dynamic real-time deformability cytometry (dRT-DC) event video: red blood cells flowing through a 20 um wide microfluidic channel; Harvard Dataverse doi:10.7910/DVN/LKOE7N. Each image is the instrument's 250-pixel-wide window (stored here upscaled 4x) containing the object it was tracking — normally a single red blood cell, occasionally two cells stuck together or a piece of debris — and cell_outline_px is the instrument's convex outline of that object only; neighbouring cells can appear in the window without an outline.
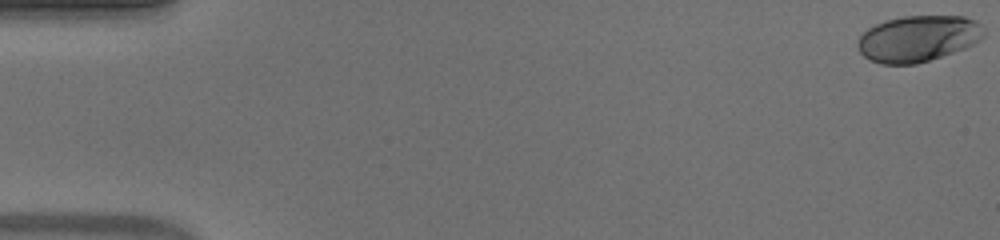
{"species": "human", "species_latin": "Homo sapiens", "temperature_condition": "warm", "stored_images_in_passage": 53, "camera_frame_rate_fps": 3000, "um_per_image_px": 0.085, "donor": {"sex": "male"}, "frame": {"image": 1, "passage_image": 1, "time_ms": 0.0, "image_size_px": [1000, 240], "cell_outline_px": [[984, 36], [980, 40], [964, 48], [916, 64], [880, 64], [864, 56], [856, 48], [856, 40], [868, 28], [876, 24], [888, 20], [904, 16], [964, 16], [976, 20], [984, 28]], "centroid_in_image_um": [78.02, 3.27], "position_along_channel_um": 7.0, "area_um2": 33.87}}
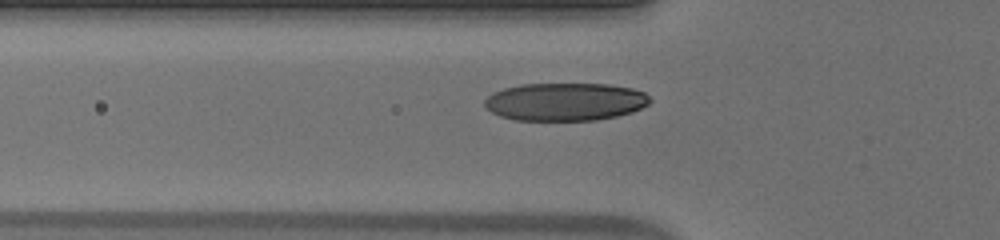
{"frame": {"image": 2, "passage_image": 19, "time_ms": 6.0, "image_size_px": [1000, 240], "cell_outline_px": [[652, 100], [648, 104], [632, 112], [616, 116], [596, 120], [516, 120], [500, 116], [492, 112], [484, 104], [484, 100], [492, 92], [504, 88], [520, 84], [608, 84], [632, 88], [644, 92]], "centroid_in_image_um": [48.03, 8.64], "position_along_channel_um": 77.8, "area_um2": 36.53}}
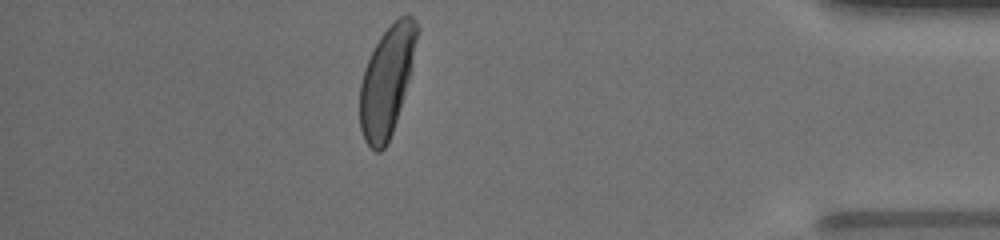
{"frame": {"image": 3, "passage_image": 47, "time_ms": 15.333, "image_size_px": [1000, 240], "cell_outline_px": [[420, 28], [412, 68], [396, 120], [392, 132], [384, 148], [380, 152], [376, 152], [364, 140], [360, 128], [360, 84], [364, 68], [380, 36], [400, 16], [412, 16], [416, 20]], "centroid_in_image_um": [32.89, 6.87], "position_along_channel_um": 402.3, "area_um2": 36.07}, "authors_computed_cell_mechanics": {"area_um2": 35.9516, "velocity_mm_per_s": 3.9019, "shape_relaxation_time_tau1_ms": 3.8288, "shape_relaxation_time_tau2_ms": null, "deformation_change_tau1": 0.2077, "deformation_change_tau2": null}}